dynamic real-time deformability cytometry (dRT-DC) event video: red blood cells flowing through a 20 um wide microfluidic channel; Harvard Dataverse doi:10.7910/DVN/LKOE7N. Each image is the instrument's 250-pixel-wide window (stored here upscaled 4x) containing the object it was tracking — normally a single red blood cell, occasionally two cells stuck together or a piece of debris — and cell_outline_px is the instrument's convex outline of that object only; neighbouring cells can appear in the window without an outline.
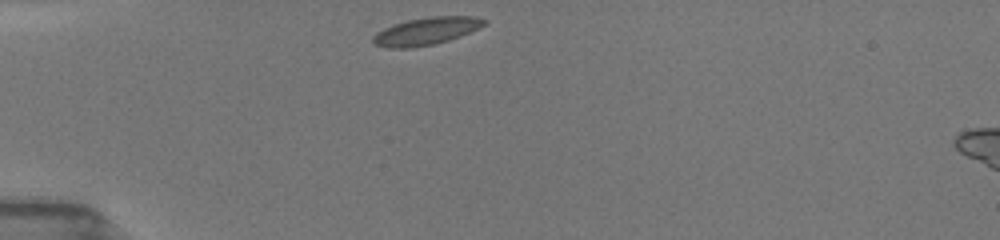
{"species": "common noctule bat (a hibernating species)", "species_latin": "Nyctalus noctula", "temperature_condition": "room temperature", "stored_images_in_passage": 12, "camera_frame_rate_fps": 3000, "um_per_image_px": 0.085, "animal": {"sex": "female", "body_mass_g": 19.5, "forearm_length_mm": 54.1}, "frame": {"image": 1, "passage_image": 1, "time_ms": 0.0, "image_size_px": [1000, 240], "cell_outline_px": [[488, 20], [484, 24], [460, 36], [448, 40], [432, 44], [412, 48], [388, 48], [372, 44], [372, 36], [376, 32], [392, 24], [408, 20], [432, 16], [476, 16]], "centroid_in_image_um": [36.16, 2.65], "position_along_channel_um": 48.8, "area_um2": 17.74}}
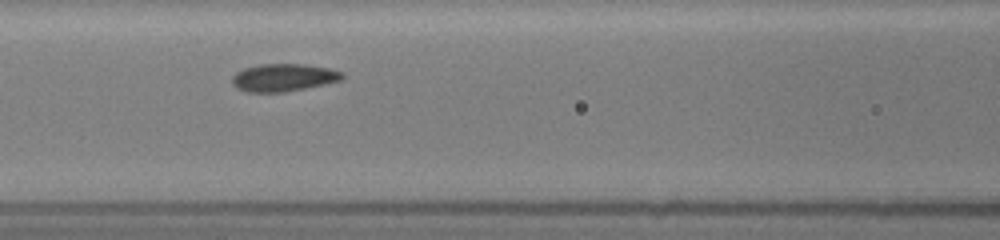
{"frame": {"image": 2, "passage_image": 11, "time_ms": 3.0, "image_size_px": [1000, 240], "cell_outline_px": [[344, 76], [340, 80], [324, 84], [284, 92], [248, 92], [236, 88], [232, 84], [232, 76], [236, 72], [244, 68], [260, 64], [304, 64], [328, 68], [344, 72]], "centroid_in_image_um": [24.07, 6.59], "position_along_channel_um": 142.5, "area_um2": 17.69}}
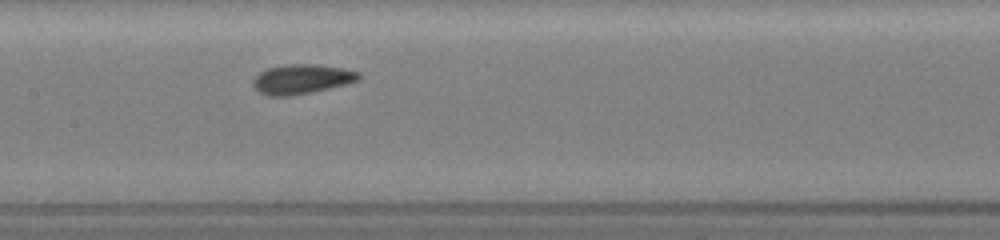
{"frame": {"image": 3, "passage_image": 12, "time_ms": 4.0, "image_size_px": [1000, 240], "cell_outline_px": [[360, 80], [348, 84], [312, 92], [292, 96], [268, 96], [260, 92], [252, 84], [252, 80], [260, 72], [268, 68], [288, 64], [316, 64], [344, 68], [360, 72]], "centroid_in_image_um": [25.68, 6.73], "position_along_channel_um": 181.7, "area_um2": 18.38}}